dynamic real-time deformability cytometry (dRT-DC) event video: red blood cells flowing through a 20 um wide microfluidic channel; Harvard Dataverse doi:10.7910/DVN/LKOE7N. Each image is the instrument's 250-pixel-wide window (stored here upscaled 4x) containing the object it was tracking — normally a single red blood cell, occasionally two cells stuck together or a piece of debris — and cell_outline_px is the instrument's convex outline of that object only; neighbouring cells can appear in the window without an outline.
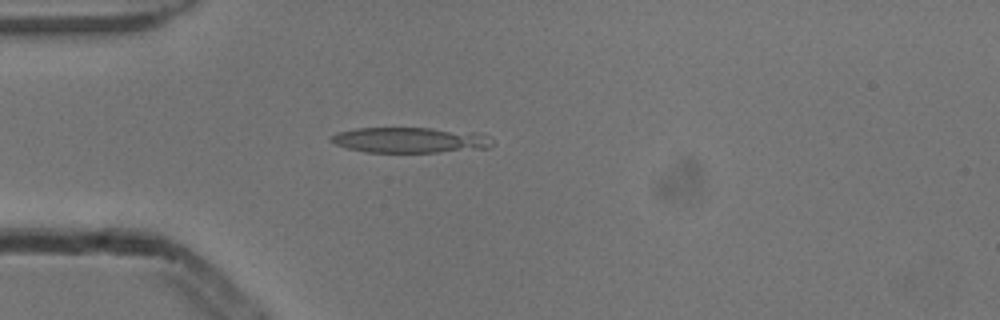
{"species": "common noctule bat (a hibernating species)", "species_latin": "Nyctalus noctula", "temperature_condition": "cold", "stored_images_in_passage": 5, "camera_frame_rate_fps": 3000, "um_per_image_px": 0.085, "animal": {"sex": "male", "body_mass_g": 13.3}, "frame": {"image": 1, "passage_image": 4, "time_ms": 1.0, "image_size_px": [1000, 320], "cell_outline_px": [[496, 144], [488, 148], [436, 152], [368, 152], [348, 148], [336, 144], [328, 140], [328, 136], [336, 132], [356, 128], [428, 128], [472, 132], [492, 136]], "centroid_in_image_um": [34.87, 11.9], "position_along_channel_um": 50.1, "area_um2": 24.16}}